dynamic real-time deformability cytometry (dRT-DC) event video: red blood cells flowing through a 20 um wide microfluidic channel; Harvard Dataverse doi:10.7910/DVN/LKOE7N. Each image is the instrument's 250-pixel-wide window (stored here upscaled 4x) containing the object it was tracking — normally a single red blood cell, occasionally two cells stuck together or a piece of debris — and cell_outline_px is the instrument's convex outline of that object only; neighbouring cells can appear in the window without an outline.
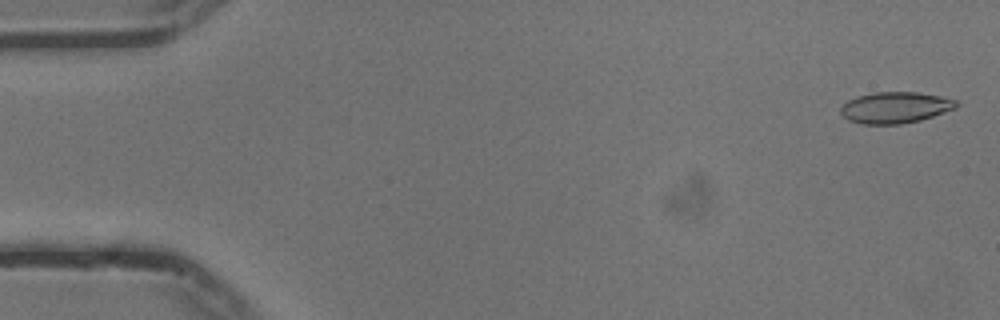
{"species": "common noctule bat (a hibernating species)", "species_latin": "Nyctalus noctula", "temperature_condition": "cold", "stored_images_in_passage": 55, "camera_frame_rate_fps": 3000, "um_per_image_px": 0.085, "animal": {"sex": "male", "body_mass_g": 13.3}, "frame": {"image": 1, "passage_image": 2, "time_ms": 0.333, "image_size_px": [1000, 320], "cell_outline_px": [[960, 104], [956, 108], [920, 120], [900, 124], [860, 124], [848, 120], [840, 112], [840, 108], [848, 100], [856, 96], [872, 92], [916, 92], [940, 96], [956, 100]], "centroid_in_image_um": [76.08, 9.14], "position_along_channel_um": 8.9, "area_um2": 21.1}}
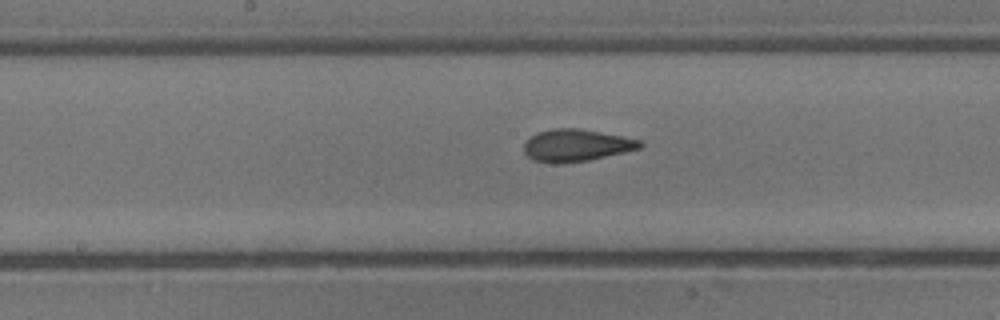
{"frame": {"image": 2, "passage_image": 28, "time_ms": 9.0, "image_size_px": [1000, 320], "cell_outline_px": [[644, 144], [640, 148], [624, 152], [588, 160], [552, 164], [532, 160], [524, 152], [524, 144], [536, 132], [552, 128], [580, 128], [640, 140]], "centroid_in_image_um": [48.95, 12.35], "position_along_channel_um": 199.3, "area_um2": 21.62}}
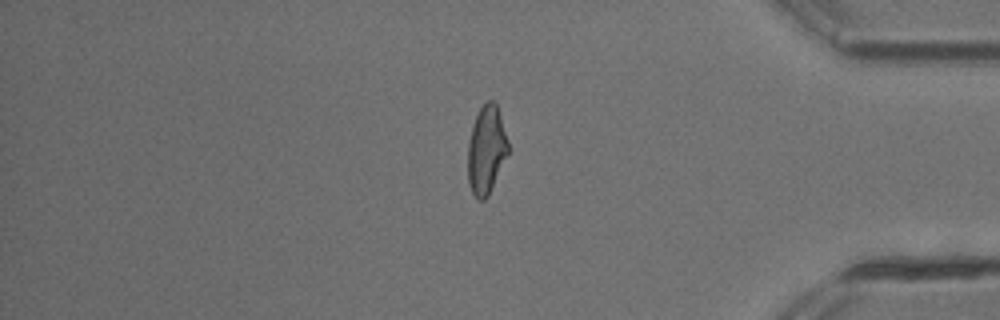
{"frame": {"image": 3, "passage_image": 46, "time_ms": 15.0, "image_size_px": [1000, 320], "cell_outline_px": [[508, 152], [488, 196], [484, 200], [476, 200], [468, 184], [468, 140], [472, 124], [480, 108], [488, 100], [492, 100], [496, 104], [508, 140]], "centroid_in_image_um": [41.31, 12.76], "position_along_channel_um": 393.9, "area_um2": 20.58}, "authors_computed_cell_mechanics": {"area_um2": 21.1548, "velocity_mm_per_s": 3.7445, "shape_relaxation_time_tau1_ms": 8.3756, "shape_relaxation_time_tau2_ms": 1.6814, "deformation_change_tau1": 0.2061, "deformation_change_tau2": 0.0786}}